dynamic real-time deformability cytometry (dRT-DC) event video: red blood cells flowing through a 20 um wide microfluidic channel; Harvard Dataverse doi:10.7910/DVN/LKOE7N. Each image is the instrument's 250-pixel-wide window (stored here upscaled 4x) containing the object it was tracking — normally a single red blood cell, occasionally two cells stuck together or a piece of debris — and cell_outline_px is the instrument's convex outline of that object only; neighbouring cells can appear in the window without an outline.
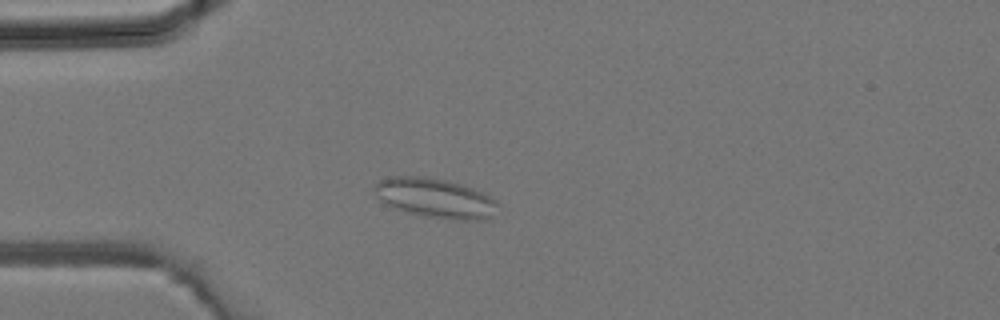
{"species": "common noctule bat (a hibernating species)", "species_latin": "Nyctalus noctula", "temperature_condition": "room temperature", "stored_images_in_passage": 29, "camera_frame_rate_fps": 3000, "um_per_image_px": 0.085, "animal": {"sex": "male", "body_mass_g": 19.2, "forearm_length_mm": 51.8}, "frame": {"image": 1, "passage_image": 1, "time_ms": 0.0, "image_size_px": [1000, 320], "cell_outline_px": [[496, 204], [492, 216], [476, 220], [456, 220], [424, 216], [408, 212], [384, 204], [376, 196], [376, 184], [380, 180], [388, 176], [424, 176], [444, 180], [460, 184], [472, 188], [496, 200]], "centroid_in_image_um": [36.94, 16.83], "position_along_channel_um": 48.1, "area_um2": 27.98}}
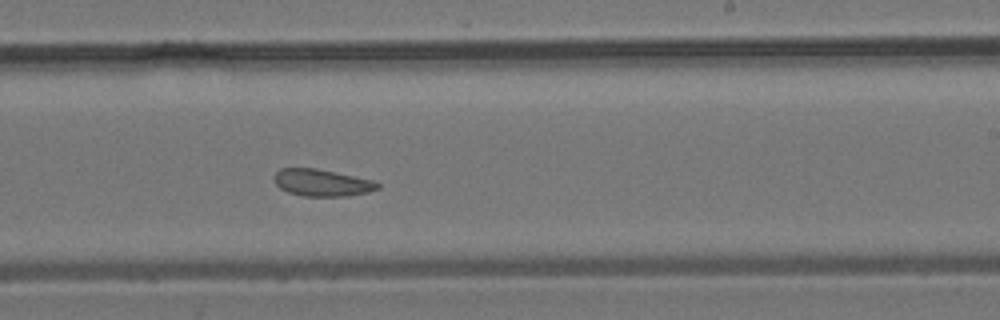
{"frame": {"image": 2, "passage_image": 14, "time_ms": 4.333, "image_size_px": [1000, 320], "cell_outline_px": [[380, 188], [368, 192], [348, 196], [304, 196], [288, 192], [280, 188], [276, 184], [272, 176], [280, 168], [316, 168], [372, 180], [380, 184]], "centroid_in_image_um": [27.34, 15.53], "position_along_channel_um": 261.7, "area_um2": 16.24}}
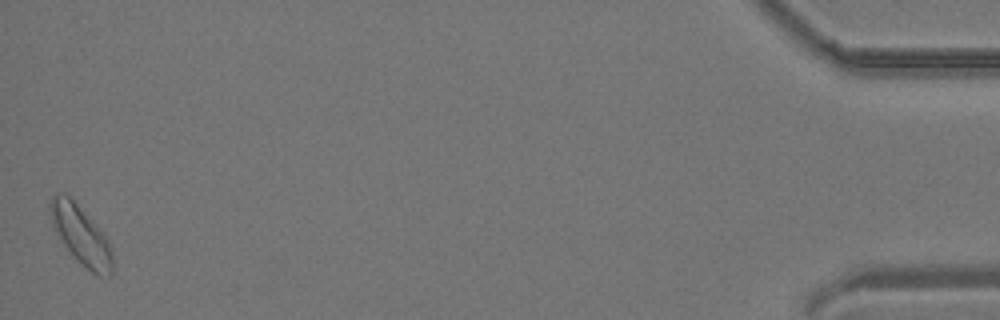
{"frame": {"image": 3, "passage_image": 29, "time_ms": 9.333, "image_size_px": [1000, 320], "cell_outline_px": [[112, 272], [108, 276], [100, 276], [92, 272], [60, 240], [52, 224], [48, 208], [48, 204], [52, 196], [56, 192], [64, 192], [76, 204], [108, 240], [112, 248]], "centroid_in_image_um": [6.84, 19.95], "position_along_channel_um": 428.4, "area_um2": 20.52}}